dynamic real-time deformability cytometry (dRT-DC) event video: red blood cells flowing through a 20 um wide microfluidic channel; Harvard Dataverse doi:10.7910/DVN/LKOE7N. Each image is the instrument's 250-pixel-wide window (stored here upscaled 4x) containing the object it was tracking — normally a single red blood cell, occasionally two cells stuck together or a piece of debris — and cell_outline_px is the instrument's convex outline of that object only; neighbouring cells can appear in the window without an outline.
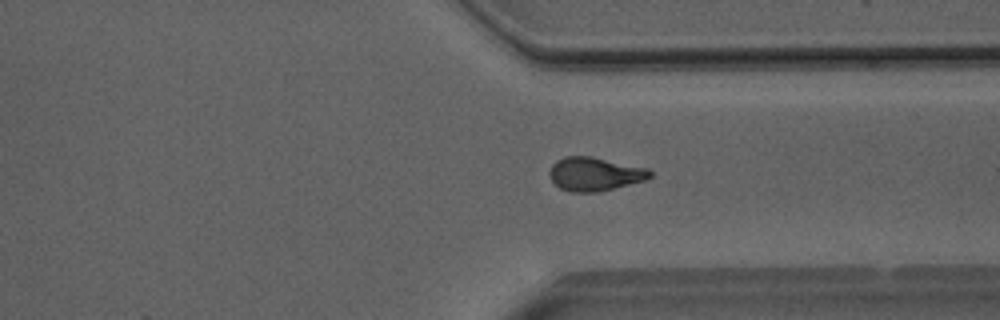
{"species": "Egyptian fruit bat (a non-hibernating species)", "species_latin": "Rousettus aegyptiacus", "temperature_condition": "room temperature", "stored_images_in_passage": 36, "camera_frame_rate_fps": 3000, "um_per_image_px": 0.085, "animal": {"sex": "male"}, "frame": {"image": 1, "passage_image": 30, "time_ms": 9.667, "image_size_px": [1000, 320], "cell_outline_px": [[652, 176], [644, 180], [596, 192], [572, 192], [560, 188], [552, 180], [548, 172], [552, 164], [556, 160], [564, 156], [592, 156], [648, 168], [652, 172]], "centroid_in_image_um": [50.53, 14.77], "position_along_channel_um": 360.9, "area_um2": 19.59}}
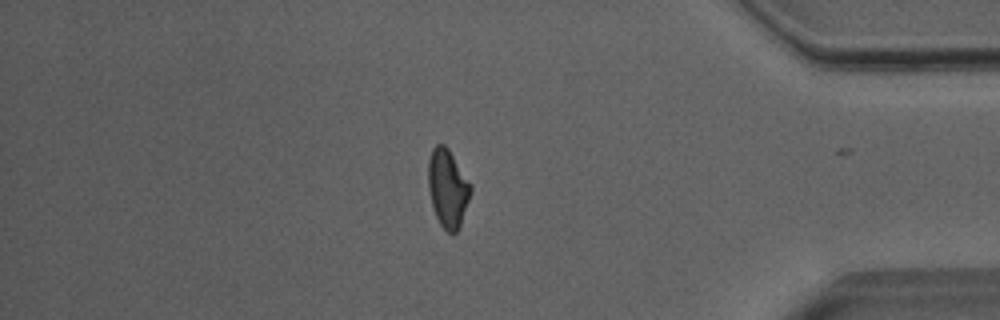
{"frame": {"image": 2, "passage_image": 35, "time_ms": 11.333, "image_size_px": [1000, 320], "cell_outline_px": [[472, 192], [460, 224], [456, 232], [452, 236], [440, 224], [436, 216], [432, 204], [428, 188], [428, 160], [432, 148], [436, 144], [444, 144], [448, 148], [472, 184]], "centroid_in_image_um": [38.06, 15.98], "position_along_channel_um": 397.1, "area_um2": 19.42}, "authors_computed_cell_mechanics": {"area_um2": 19.5364, "velocity_mm_per_s": 4.0625, "shape_relaxation_time_tau1_ms": 8.8755, "shape_relaxation_time_tau2_ms": 3.1987, "deformation_change_tau1": 0.2355, "deformation_change_tau2": 0.1125}}